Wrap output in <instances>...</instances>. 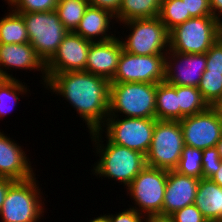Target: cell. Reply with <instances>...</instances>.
<instances>
[{"label": "cell", "instance_id": "60d3db41", "mask_svg": "<svg viewBox=\"0 0 222 222\" xmlns=\"http://www.w3.org/2000/svg\"><path fill=\"white\" fill-rule=\"evenodd\" d=\"M211 107L222 118V95L220 96V98Z\"/></svg>", "mask_w": 222, "mask_h": 222}, {"label": "cell", "instance_id": "1f68e13d", "mask_svg": "<svg viewBox=\"0 0 222 222\" xmlns=\"http://www.w3.org/2000/svg\"><path fill=\"white\" fill-rule=\"evenodd\" d=\"M222 73V35L206 52V70Z\"/></svg>", "mask_w": 222, "mask_h": 222}, {"label": "cell", "instance_id": "836d02e7", "mask_svg": "<svg viewBox=\"0 0 222 222\" xmlns=\"http://www.w3.org/2000/svg\"><path fill=\"white\" fill-rule=\"evenodd\" d=\"M185 1L186 14L191 17L212 16L209 0H183Z\"/></svg>", "mask_w": 222, "mask_h": 222}, {"label": "cell", "instance_id": "d6a6232c", "mask_svg": "<svg viewBox=\"0 0 222 222\" xmlns=\"http://www.w3.org/2000/svg\"><path fill=\"white\" fill-rule=\"evenodd\" d=\"M171 216L175 222H208L194 204L175 211Z\"/></svg>", "mask_w": 222, "mask_h": 222}, {"label": "cell", "instance_id": "8992f818", "mask_svg": "<svg viewBox=\"0 0 222 222\" xmlns=\"http://www.w3.org/2000/svg\"><path fill=\"white\" fill-rule=\"evenodd\" d=\"M130 34L120 41L123 50L134 55H166L169 50V31L159 17L126 21ZM127 25V26H126Z\"/></svg>", "mask_w": 222, "mask_h": 222}, {"label": "cell", "instance_id": "44dd1931", "mask_svg": "<svg viewBox=\"0 0 222 222\" xmlns=\"http://www.w3.org/2000/svg\"><path fill=\"white\" fill-rule=\"evenodd\" d=\"M156 119L179 121L177 85L160 82L156 87Z\"/></svg>", "mask_w": 222, "mask_h": 222}, {"label": "cell", "instance_id": "7402d4cb", "mask_svg": "<svg viewBox=\"0 0 222 222\" xmlns=\"http://www.w3.org/2000/svg\"><path fill=\"white\" fill-rule=\"evenodd\" d=\"M163 0H122L116 22H126L133 19L153 18L159 15Z\"/></svg>", "mask_w": 222, "mask_h": 222}, {"label": "cell", "instance_id": "d6986e66", "mask_svg": "<svg viewBox=\"0 0 222 222\" xmlns=\"http://www.w3.org/2000/svg\"><path fill=\"white\" fill-rule=\"evenodd\" d=\"M112 19L114 20L115 16L109 11L89 5L75 33L91 42L108 41L116 37L109 31Z\"/></svg>", "mask_w": 222, "mask_h": 222}, {"label": "cell", "instance_id": "7bdbcfd3", "mask_svg": "<svg viewBox=\"0 0 222 222\" xmlns=\"http://www.w3.org/2000/svg\"><path fill=\"white\" fill-rule=\"evenodd\" d=\"M217 150L220 156V159L222 160V137L220 138V140L217 142Z\"/></svg>", "mask_w": 222, "mask_h": 222}, {"label": "cell", "instance_id": "f1b7e54d", "mask_svg": "<svg viewBox=\"0 0 222 222\" xmlns=\"http://www.w3.org/2000/svg\"><path fill=\"white\" fill-rule=\"evenodd\" d=\"M197 88L211 107L222 95V73L204 71Z\"/></svg>", "mask_w": 222, "mask_h": 222}, {"label": "cell", "instance_id": "83f0119b", "mask_svg": "<svg viewBox=\"0 0 222 222\" xmlns=\"http://www.w3.org/2000/svg\"><path fill=\"white\" fill-rule=\"evenodd\" d=\"M179 174L202 178V150L184 145L179 164L175 169Z\"/></svg>", "mask_w": 222, "mask_h": 222}, {"label": "cell", "instance_id": "5bb4252c", "mask_svg": "<svg viewBox=\"0 0 222 222\" xmlns=\"http://www.w3.org/2000/svg\"><path fill=\"white\" fill-rule=\"evenodd\" d=\"M91 41L68 32L53 57L45 64L46 74L85 71Z\"/></svg>", "mask_w": 222, "mask_h": 222}, {"label": "cell", "instance_id": "b9f144b4", "mask_svg": "<svg viewBox=\"0 0 222 222\" xmlns=\"http://www.w3.org/2000/svg\"><path fill=\"white\" fill-rule=\"evenodd\" d=\"M90 222H109V221H108V216L105 214L103 216L100 215L97 218H93V220L91 219Z\"/></svg>", "mask_w": 222, "mask_h": 222}, {"label": "cell", "instance_id": "74e56055", "mask_svg": "<svg viewBox=\"0 0 222 222\" xmlns=\"http://www.w3.org/2000/svg\"><path fill=\"white\" fill-rule=\"evenodd\" d=\"M209 4L212 16L222 24V0H209Z\"/></svg>", "mask_w": 222, "mask_h": 222}, {"label": "cell", "instance_id": "cb8c5ba5", "mask_svg": "<svg viewBox=\"0 0 222 222\" xmlns=\"http://www.w3.org/2000/svg\"><path fill=\"white\" fill-rule=\"evenodd\" d=\"M179 121L207 110L210 106L197 87L177 86Z\"/></svg>", "mask_w": 222, "mask_h": 222}, {"label": "cell", "instance_id": "d4e9b609", "mask_svg": "<svg viewBox=\"0 0 222 222\" xmlns=\"http://www.w3.org/2000/svg\"><path fill=\"white\" fill-rule=\"evenodd\" d=\"M89 5L88 0H58L55 11L65 29L75 32Z\"/></svg>", "mask_w": 222, "mask_h": 222}, {"label": "cell", "instance_id": "e0dca14e", "mask_svg": "<svg viewBox=\"0 0 222 222\" xmlns=\"http://www.w3.org/2000/svg\"><path fill=\"white\" fill-rule=\"evenodd\" d=\"M200 179L168 171L163 215H172L175 211L193 205Z\"/></svg>", "mask_w": 222, "mask_h": 222}, {"label": "cell", "instance_id": "4316f807", "mask_svg": "<svg viewBox=\"0 0 222 222\" xmlns=\"http://www.w3.org/2000/svg\"><path fill=\"white\" fill-rule=\"evenodd\" d=\"M158 17L169 32L192 18L190 14H186L185 1L183 0H163Z\"/></svg>", "mask_w": 222, "mask_h": 222}, {"label": "cell", "instance_id": "7c38bea8", "mask_svg": "<svg viewBox=\"0 0 222 222\" xmlns=\"http://www.w3.org/2000/svg\"><path fill=\"white\" fill-rule=\"evenodd\" d=\"M179 122L187 146L204 150L216 146L222 137V118L212 107Z\"/></svg>", "mask_w": 222, "mask_h": 222}, {"label": "cell", "instance_id": "e575fe53", "mask_svg": "<svg viewBox=\"0 0 222 222\" xmlns=\"http://www.w3.org/2000/svg\"><path fill=\"white\" fill-rule=\"evenodd\" d=\"M109 222H144L146 221V216L137 212L135 209L128 208L119 212L118 214H109Z\"/></svg>", "mask_w": 222, "mask_h": 222}, {"label": "cell", "instance_id": "4fadbf2b", "mask_svg": "<svg viewBox=\"0 0 222 222\" xmlns=\"http://www.w3.org/2000/svg\"><path fill=\"white\" fill-rule=\"evenodd\" d=\"M205 70L206 53L182 54L169 49L165 55L164 81L170 85L198 87Z\"/></svg>", "mask_w": 222, "mask_h": 222}, {"label": "cell", "instance_id": "9a60e30c", "mask_svg": "<svg viewBox=\"0 0 222 222\" xmlns=\"http://www.w3.org/2000/svg\"><path fill=\"white\" fill-rule=\"evenodd\" d=\"M35 69L41 70L42 84L44 87L47 84L48 78L46 75L45 64L37 56L34 47L30 43L24 44H2L0 43V78L14 79V76L6 70Z\"/></svg>", "mask_w": 222, "mask_h": 222}, {"label": "cell", "instance_id": "ac0fdd59", "mask_svg": "<svg viewBox=\"0 0 222 222\" xmlns=\"http://www.w3.org/2000/svg\"><path fill=\"white\" fill-rule=\"evenodd\" d=\"M0 131V177L24 181L35 176L23 148Z\"/></svg>", "mask_w": 222, "mask_h": 222}, {"label": "cell", "instance_id": "603a6c76", "mask_svg": "<svg viewBox=\"0 0 222 222\" xmlns=\"http://www.w3.org/2000/svg\"><path fill=\"white\" fill-rule=\"evenodd\" d=\"M0 43L24 44L29 43L27 28L23 16L13 9L0 18Z\"/></svg>", "mask_w": 222, "mask_h": 222}, {"label": "cell", "instance_id": "f546056e", "mask_svg": "<svg viewBox=\"0 0 222 222\" xmlns=\"http://www.w3.org/2000/svg\"><path fill=\"white\" fill-rule=\"evenodd\" d=\"M17 13L55 11L58 0H6Z\"/></svg>", "mask_w": 222, "mask_h": 222}, {"label": "cell", "instance_id": "5b68a950", "mask_svg": "<svg viewBox=\"0 0 222 222\" xmlns=\"http://www.w3.org/2000/svg\"><path fill=\"white\" fill-rule=\"evenodd\" d=\"M38 184L33 176L9 188L0 212L1 222H40L45 208Z\"/></svg>", "mask_w": 222, "mask_h": 222}, {"label": "cell", "instance_id": "30bf717a", "mask_svg": "<svg viewBox=\"0 0 222 222\" xmlns=\"http://www.w3.org/2000/svg\"><path fill=\"white\" fill-rule=\"evenodd\" d=\"M167 177L168 170L146 166L126 188L135 201L130 208L145 216L163 214Z\"/></svg>", "mask_w": 222, "mask_h": 222}, {"label": "cell", "instance_id": "3957f363", "mask_svg": "<svg viewBox=\"0 0 222 222\" xmlns=\"http://www.w3.org/2000/svg\"><path fill=\"white\" fill-rule=\"evenodd\" d=\"M156 87L141 82L110 83L108 116L156 118Z\"/></svg>", "mask_w": 222, "mask_h": 222}, {"label": "cell", "instance_id": "8fae6325", "mask_svg": "<svg viewBox=\"0 0 222 222\" xmlns=\"http://www.w3.org/2000/svg\"><path fill=\"white\" fill-rule=\"evenodd\" d=\"M165 80V55H134L122 51L110 83L158 84Z\"/></svg>", "mask_w": 222, "mask_h": 222}, {"label": "cell", "instance_id": "8d00e7d4", "mask_svg": "<svg viewBox=\"0 0 222 222\" xmlns=\"http://www.w3.org/2000/svg\"><path fill=\"white\" fill-rule=\"evenodd\" d=\"M16 182V180L7 178V177H0V212L5 201L7 192L9 188Z\"/></svg>", "mask_w": 222, "mask_h": 222}, {"label": "cell", "instance_id": "52a82bcc", "mask_svg": "<svg viewBox=\"0 0 222 222\" xmlns=\"http://www.w3.org/2000/svg\"><path fill=\"white\" fill-rule=\"evenodd\" d=\"M23 16L29 43L46 64L68 33L56 11L19 13Z\"/></svg>", "mask_w": 222, "mask_h": 222}, {"label": "cell", "instance_id": "7a4b0ae2", "mask_svg": "<svg viewBox=\"0 0 222 222\" xmlns=\"http://www.w3.org/2000/svg\"><path fill=\"white\" fill-rule=\"evenodd\" d=\"M89 133L100 158L94 164L92 173L101 179L106 177L119 181L127 188L146 167V156L138 151L111 143L107 139L106 144H103V133L98 130Z\"/></svg>", "mask_w": 222, "mask_h": 222}, {"label": "cell", "instance_id": "ab89813d", "mask_svg": "<svg viewBox=\"0 0 222 222\" xmlns=\"http://www.w3.org/2000/svg\"><path fill=\"white\" fill-rule=\"evenodd\" d=\"M210 179L222 188V160L220 169Z\"/></svg>", "mask_w": 222, "mask_h": 222}, {"label": "cell", "instance_id": "d590c367", "mask_svg": "<svg viewBox=\"0 0 222 222\" xmlns=\"http://www.w3.org/2000/svg\"><path fill=\"white\" fill-rule=\"evenodd\" d=\"M93 7L101 8L109 11L114 16L119 12L122 0H88Z\"/></svg>", "mask_w": 222, "mask_h": 222}, {"label": "cell", "instance_id": "277c9868", "mask_svg": "<svg viewBox=\"0 0 222 222\" xmlns=\"http://www.w3.org/2000/svg\"><path fill=\"white\" fill-rule=\"evenodd\" d=\"M221 33L222 24L213 16L192 17L169 32V49L182 54H203Z\"/></svg>", "mask_w": 222, "mask_h": 222}, {"label": "cell", "instance_id": "2e32d148", "mask_svg": "<svg viewBox=\"0 0 222 222\" xmlns=\"http://www.w3.org/2000/svg\"><path fill=\"white\" fill-rule=\"evenodd\" d=\"M123 45L118 37L108 41L92 42L85 71L111 81L114 77Z\"/></svg>", "mask_w": 222, "mask_h": 222}, {"label": "cell", "instance_id": "9c48e42d", "mask_svg": "<svg viewBox=\"0 0 222 222\" xmlns=\"http://www.w3.org/2000/svg\"><path fill=\"white\" fill-rule=\"evenodd\" d=\"M184 145L179 121L156 119L152 143L146 155V166L168 171L175 170Z\"/></svg>", "mask_w": 222, "mask_h": 222}, {"label": "cell", "instance_id": "6da1fadb", "mask_svg": "<svg viewBox=\"0 0 222 222\" xmlns=\"http://www.w3.org/2000/svg\"><path fill=\"white\" fill-rule=\"evenodd\" d=\"M46 75L45 88L67 100L89 132L99 130L109 115L110 81L86 71Z\"/></svg>", "mask_w": 222, "mask_h": 222}, {"label": "cell", "instance_id": "4dcf8cb0", "mask_svg": "<svg viewBox=\"0 0 222 222\" xmlns=\"http://www.w3.org/2000/svg\"><path fill=\"white\" fill-rule=\"evenodd\" d=\"M221 166L217 147L202 150V178H211Z\"/></svg>", "mask_w": 222, "mask_h": 222}, {"label": "cell", "instance_id": "ffe728a7", "mask_svg": "<svg viewBox=\"0 0 222 222\" xmlns=\"http://www.w3.org/2000/svg\"><path fill=\"white\" fill-rule=\"evenodd\" d=\"M194 205L208 222H222V188L210 178L200 179Z\"/></svg>", "mask_w": 222, "mask_h": 222}, {"label": "cell", "instance_id": "f35d334b", "mask_svg": "<svg viewBox=\"0 0 222 222\" xmlns=\"http://www.w3.org/2000/svg\"><path fill=\"white\" fill-rule=\"evenodd\" d=\"M145 222H175L171 215L156 214L146 216Z\"/></svg>", "mask_w": 222, "mask_h": 222}, {"label": "cell", "instance_id": "ba28073f", "mask_svg": "<svg viewBox=\"0 0 222 222\" xmlns=\"http://www.w3.org/2000/svg\"><path fill=\"white\" fill-rule=\"evenodd\" d=\"M156 118H122L108 116L98 131H104L111 143L127 147L147 155L155 129Z\"/></svg>", "mask_w": 222, "mask_h": 222}, {"label": "cell", "instance_id": "484cf974", "mask_svg": "<svg viewBox=\"0 0 222 222\" xmlns=\"http://www.w3.org/2000/svg\"><path fill=\"white\" fill-rule=\"evenodd\" d=\"M30 90L27 85L16 79L0 78V118L5 117L10 111L11 107L16 106V102L20 99L21 94H27Z\"/></svg>", "mask_w": 222, "mask_h": 222}]
</instances>
